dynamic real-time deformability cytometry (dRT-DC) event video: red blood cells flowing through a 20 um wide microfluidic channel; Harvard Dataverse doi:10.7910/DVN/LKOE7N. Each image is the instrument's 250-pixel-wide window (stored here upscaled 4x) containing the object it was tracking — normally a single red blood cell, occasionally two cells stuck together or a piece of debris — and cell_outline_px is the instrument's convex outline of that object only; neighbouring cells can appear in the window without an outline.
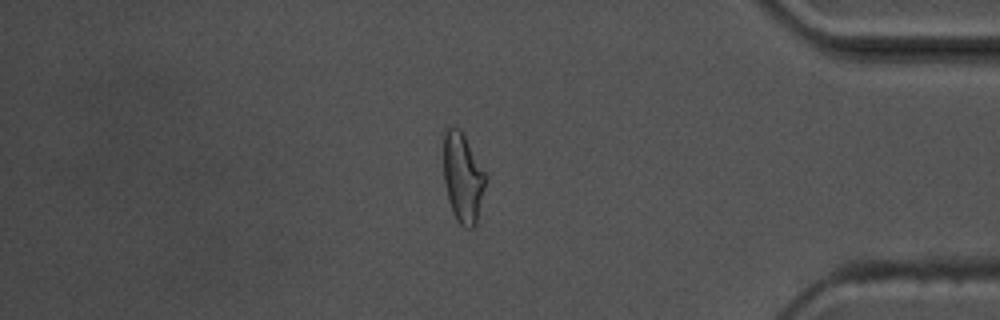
{"species": "common noctule bat (a hibernating species)", "species_latin": "Nyctalus noctula", "temperature_condition": "warm", "stored_images_in_passage": 56, "camera_frame_rate_fps": 3000, "um_per_image_px": 0.085, "animal": {"sex": "male", "body_mass_g": 17.5, "forearm_length_mm": 52.3}, "frame": {"image": 1, "passage_image": 48, "time_ms": 15.667, "image_size_px": [1000, 320], "cell_outline_px": [[488, 176], [476, 224], [472, 228], [464, 228], [456, 220], [452, 212], [448, 200], [444, 180], [444, 132], [448, 128], [456, 128], [464, 136], [488, 172]], "centroid_in_image_um": [39.38, 15.15], "position_along_channel_um": 395.8, "area_um2": 22.2}, "authors_computed_cell_mechanics": {"area_um2": 20.4323, "velocity_mm_per_s": 3.6223, "shape_relaxation_time_tau1_ms": 6.8758, "shape_relaxation_time_tau2_ms": 2.3681, "deformation_change_tau1": 0.2021, "deformation_change_tau2": 0.0924}}